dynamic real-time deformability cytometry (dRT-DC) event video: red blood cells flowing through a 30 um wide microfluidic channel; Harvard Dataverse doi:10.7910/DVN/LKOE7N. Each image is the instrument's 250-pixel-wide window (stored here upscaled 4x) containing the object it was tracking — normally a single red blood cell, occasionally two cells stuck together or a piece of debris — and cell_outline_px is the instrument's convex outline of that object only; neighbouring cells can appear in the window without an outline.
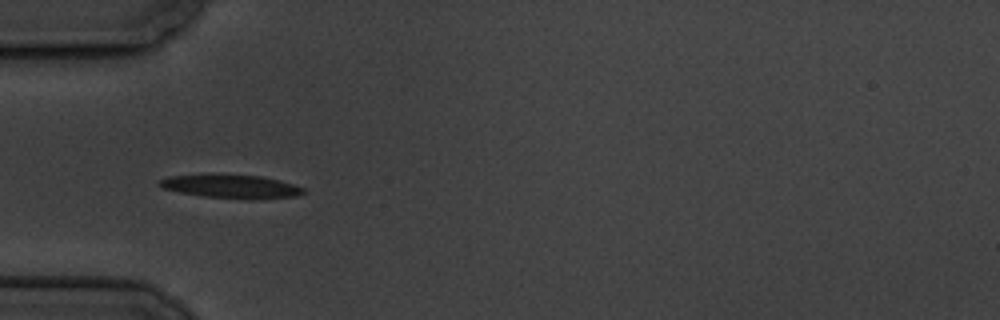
{"species": "common noctule bat (a hibernating species)", "species_latin": "Nyctalus noctula", "temperature_condition": "cold", "stored_images_in_passage": 6, "camera_frame_rate_fps": 3000, "um_per_image_px": 0.085, "animal": {"sex": "male", "body_mass_g": 19.5, "forearm_length_mm": 54.6}, "frame": {"image": 1, "passage_image": 5, "time_ms": 4.667, "image_size_px": [1000, 320], "cell_outline_px": [[308, 192], [296, 196], [252, 200], [248, 200], [204, 196], [180, 192], [164, 188], [156, 184], [160, 180], [168, 176], [264, 176], [280, 180], [304, 188]], "centroid_in_image_um": [19.75, 15.88], "position_along_channel_um": 65.3, "area_um2": 19.25}}
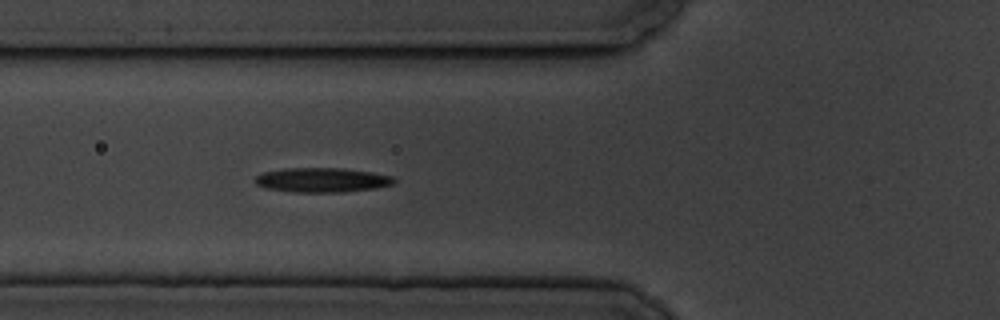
{"frame": {"image": 2, "passage_image": 6, "time_ms": 5.667, "image_size_px": [1000, 320], "cell_outline_px": [[396, 180], [392, 184], [376, 188], [344, 192], [296, 192], [264, 188], [256, 184], [252, 180], [256, 176], [264, 172], [284, 168], [344, 168], [372, 172], [392, 176]], "centroid_in_image_um": [27.35, 15.3], "position_along_channel_um": 98.5, "area_um2": 19.94}}